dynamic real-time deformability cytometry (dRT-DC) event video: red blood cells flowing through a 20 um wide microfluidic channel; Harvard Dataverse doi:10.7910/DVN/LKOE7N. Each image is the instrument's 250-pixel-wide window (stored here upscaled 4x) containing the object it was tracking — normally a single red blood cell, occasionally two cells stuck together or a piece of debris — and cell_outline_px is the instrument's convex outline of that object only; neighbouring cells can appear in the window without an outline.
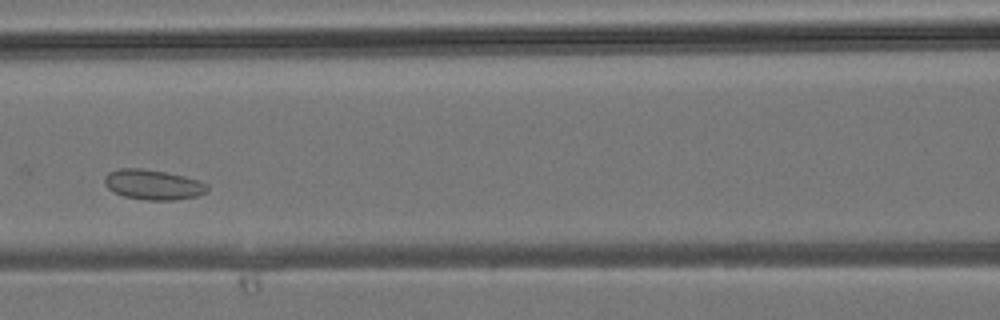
{"species": "common noctule bat (a hibernating species)", "species_latin": "Nyctalus noctula", "temperature_condition": "room temperature", "stored_images_in_passage": 24, "camera_frame_rate_fps": 3000, "um_per_image_px": 0.085, "animal": {"sex": "male", "body_mass_g": 19.2, "forearm_length_mm": 51.8}, "frame": {"image": 1, "passage_image": 9, "time_ms": 2.667, "image_size_px": [1000, 320], "cell_outline_px": [[208, 192], [196, 196], [176, 200], [144, 200], [124, 196], [112, 192], [104, 184], [104, 176], [108, 172], [120, 168], [140, 168], [164, 172], [184, 176], [200, 180], [208, 184]], "centroid_in_image_um": [13.01, 15.7], "position_along_channel_um": 153.6, "area_um2": 18.21}}
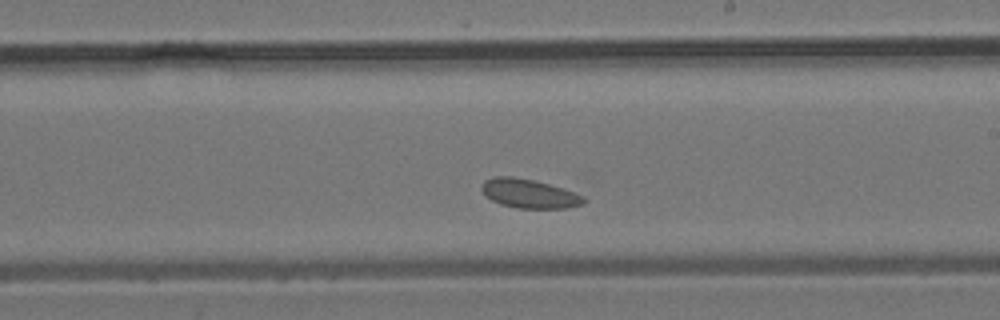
{"frame": {"image": 2, "passage_image": 14, "time_ms": 4.333, "image_size_px": [1000, 320], "cell_outline_px": [[588, 200], [584, 204], [568, 208], [516, 208], [500, 204], [492, 200], [480, 188], [484, 180], [496, 176], [512, 176], [532, 180], [564, 188], [584, 196]], "centroid_in_image_um": [45.02, 16.46], "position_along_channel_um": 244.0, "area_um2": 17.28}}
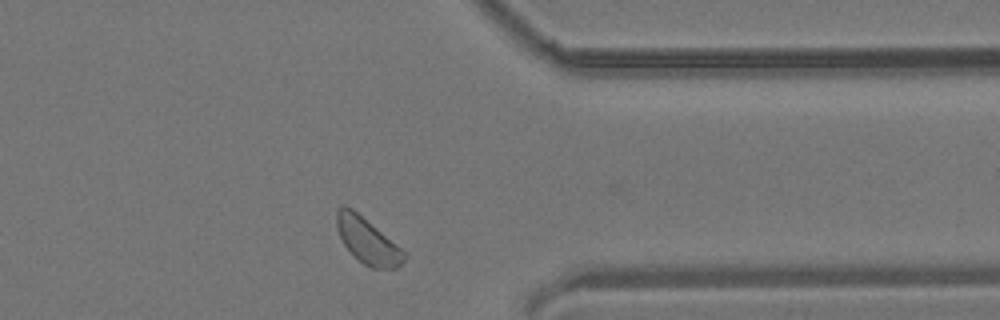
{"frame": {"image": 3, "passage_image": 22, "time_ms": 7.0, "image_size_px": [1000, 320], "cell_outline_px": [[404, 260], [396, 268], [372, 268], [364, 264], [344, 244], [336, 228], [336, 212], [340, 204], [344, 204], [352, 208], [400, 248], [404, 252]], "centroid_in_image_um": [31.18, 20.43], "position_along_channel_um": 380.2, "area_um2": 17.34}}